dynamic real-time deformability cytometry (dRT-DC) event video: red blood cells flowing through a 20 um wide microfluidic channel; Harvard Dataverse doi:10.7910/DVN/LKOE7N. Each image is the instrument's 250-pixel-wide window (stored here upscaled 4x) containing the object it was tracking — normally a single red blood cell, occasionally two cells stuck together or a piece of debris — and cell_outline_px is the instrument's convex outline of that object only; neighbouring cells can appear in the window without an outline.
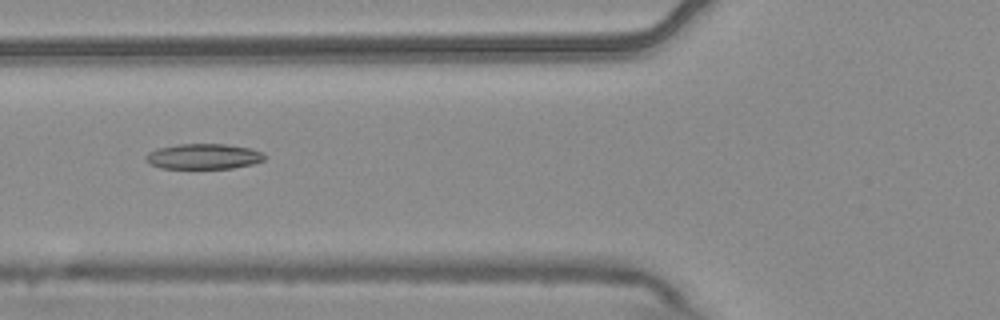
{"species": "common noctule bat (a hibernating species)", "species_latin": "Nyctalus noctula", "temperature_condition": "warm", "stored_images_in_passage": 2, "camera_frame_rate_fps": 3000, "um_per_image_px": 0.085, "animal": {"sex": "male", "body_mass_g": 20.4}, "frame": {"image": 1, "passage_image": 2, "time_ms": 0.333, "image_size_px": [1000, 320], "cell_outline_px": [[268, 156], [264, 160], [252, 164], [232, 168], [160, 168], [148, 164], [144, 160], [144, 156], [148, 152], [156, 148], [176, 144], [224, 144], [252, 148]], "centroid_in_image_um": [17.25, 13.29], "position_along_channel_um": 108.5, "area_um2": 17.8}}